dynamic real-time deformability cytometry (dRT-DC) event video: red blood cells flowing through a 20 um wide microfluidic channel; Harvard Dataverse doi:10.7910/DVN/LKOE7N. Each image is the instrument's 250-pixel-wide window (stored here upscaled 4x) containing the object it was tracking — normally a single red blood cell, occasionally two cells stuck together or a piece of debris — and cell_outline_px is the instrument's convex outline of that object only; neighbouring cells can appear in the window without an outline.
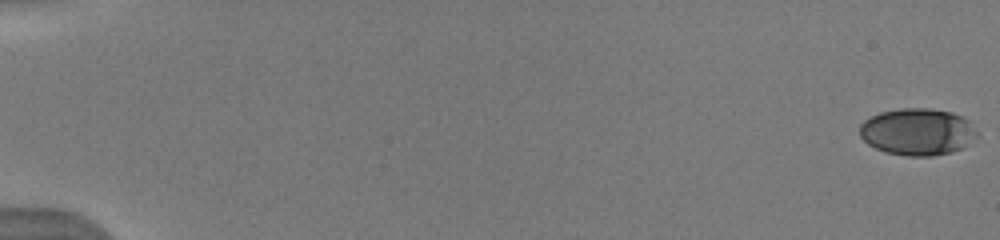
{"species": "human", "species_latin": "Homo sapiens", "temperature_condition": "warm", "stored_images_in_passage": 15, "camera_frame_rate_fps": 3000, "um_per_image_px": 0.085, "donor": {"sex": "male"}, "frame": {"image": 1, "passage_image": 1, "time_ms": 0.0, "image_size_px": [1000, 240], "cell_outline_px": [[980, 132], [976, 136], [960, 148], [952, 152], [932, 156], [904, 156], [884, 152], [868, 144], [860, 136], [860, 124], [864, 120], [880, 112], [900, 108], [932, 108], [952, 112], [964, 116]], "centroid_in_image_um": [77.99, 11.19], "position_along_channel_um": 7.0, "area_um2": 32.31}}
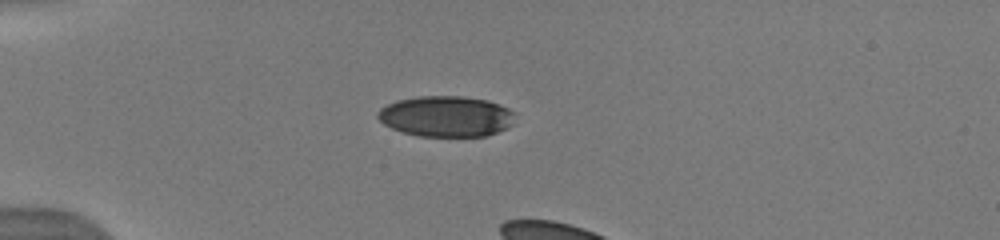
{"frame": {"image": 2, "passage_image": 10, "time_ms": 5.0, "image_size_px": [1000, 240], "cell_outline_px": [[516, 112], [512, 124], [508, 128], [488, 136], [420, 136], [404, 132], [392, 128], [384, 124], [376, 116], [376, 112], [380, 108], [396, 100], [420, 96], [464, 96], [488, 100], [500, 104]], "centroid_in_image_um": [37.95, 9.88], "position_along_channel_um": 47.1, "area_um2": 32.89}}